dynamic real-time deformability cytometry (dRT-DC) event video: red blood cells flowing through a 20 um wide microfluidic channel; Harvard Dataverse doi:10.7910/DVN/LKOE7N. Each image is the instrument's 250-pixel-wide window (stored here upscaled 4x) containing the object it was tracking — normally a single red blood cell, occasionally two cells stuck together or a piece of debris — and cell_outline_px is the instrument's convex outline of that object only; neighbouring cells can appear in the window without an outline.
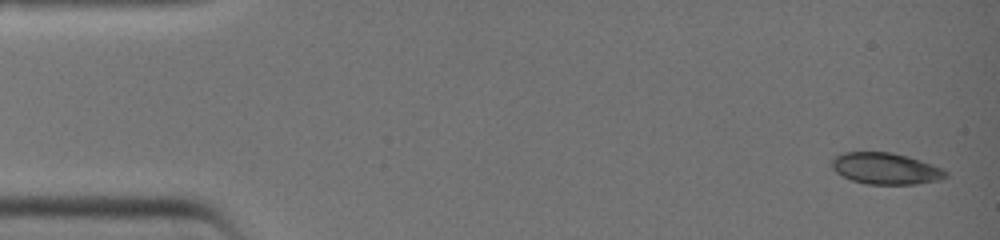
{"species": "common noctule bat (a hibernating species)", "species_latin": "Nyctalus noctula", "temperature_condition": "warm", "stored_images_in_passage": 2, "camera_frame_rate_fps": 3000, "um_per_image_px": 0.085, "animal": {"sex": "female", "body_mass_g": 19.0, "forearm_length_mm": 51.5}, "frame": {"image": 1, "passage_image": 1, "time_ms": 0.0, "image_size_px": [1000, 240], "cell_outline_px": [[948, 176], [940, 180], [916, 184], [868, 184], [852, 180], [836, 172], [832, 168], [832, 160], [836, 156], [844, 152], [892, 152], [908, 156], [944, 168], [948, 172]], "centroid_in_image_um": [75.33, 14.32], "position_along_channel_um": 9.7, "area_um2": 20.92}}